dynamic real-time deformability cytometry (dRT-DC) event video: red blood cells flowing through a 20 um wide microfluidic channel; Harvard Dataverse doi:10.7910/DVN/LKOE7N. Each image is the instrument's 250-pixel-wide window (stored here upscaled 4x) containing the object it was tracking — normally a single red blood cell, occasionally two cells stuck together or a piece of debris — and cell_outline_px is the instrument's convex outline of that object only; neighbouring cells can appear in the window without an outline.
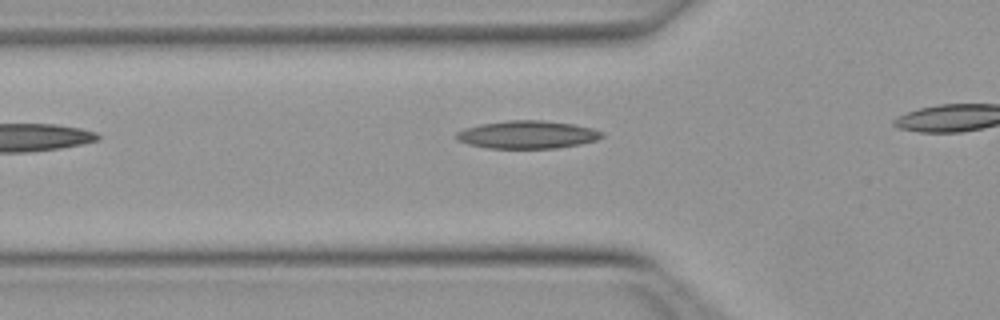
{"species": "Egyptian fruit bat (a non-hibernating species)", "species_latin": "Rousettus aegyptiacus", "temperature_condition": "warm", "stored_images_in_passage": 7, "camera_frame_rate_fps": 3000, "um_per_image_px": 0.085, "animal": {"sex": "female"}, "frame": {"image": 1, "passage_image": 2, "time_ms": 0.333, "image_size_px": [1000, 320], "cell_outline_px": [[604, 136], [596, 140], [580, 144], [556, 148], [488, 148], [468, 144], [456, 140], [452, 136], [456, 132], [464, 128], [480, 124], [508, 120], [544, 120], [572, 124], [592, 128], [604, 132]], "centroid_in_image_um": [44.79, 11.44], "position_along_channel_um": 81.0, "area_um2": 23.81}}
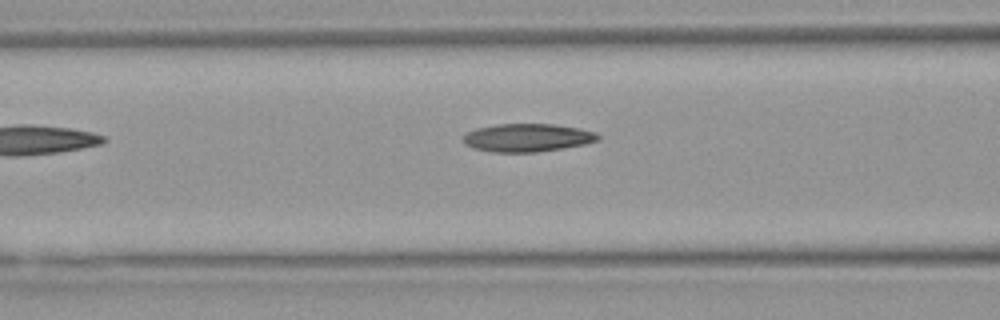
{"frame": {"image": 2, "passage_image": 5, "time_ms": 1.333, "image_size_px": [1000, 320], "cell_outline_px": [[600, 140], [584, 144], [536, 152], [492, 152], [472, 148], [464, 144], [464, 136], [468, 132], [476, 128], [496, 124], [556, 124], [580, 128], [596, 132], [600, 136]], "centroid_in_image_um": [44.83, 11.7], "position_along_channel_um": 121.8, "area_um2": 22.08}}